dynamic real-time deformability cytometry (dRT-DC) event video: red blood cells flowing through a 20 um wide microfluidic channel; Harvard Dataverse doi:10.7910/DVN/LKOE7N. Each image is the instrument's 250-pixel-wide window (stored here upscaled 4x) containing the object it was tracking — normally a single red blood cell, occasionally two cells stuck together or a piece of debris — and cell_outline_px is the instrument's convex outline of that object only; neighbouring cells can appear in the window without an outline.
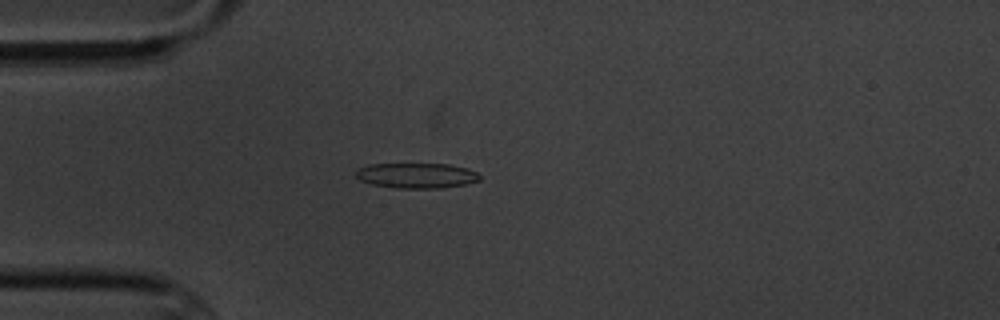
{"species": "common noctule bat (a hibernating species)", "species_latin": "Nyctalus noctula", "temperature_condition": "cold", "stored_images_in_passage": 3, "camera_frame_rate_fps": 3000, "um_per_image_px": 0.085, "animal": {"sex": "male", "body_mass_g": 20.1, "forearm_length_mm": 53.5}, "frame": {"image": 1, "passage_image": 3, "time_ms": 2.333, "image_size_px": [1000, 320], "cell_outline_px": [[480, 180], [464, 184], [440, 188], [396, 188], [372, 184], [360, 180], [356, 176], [356, 172], [360, 168], [368, 164], [448, 164], [468, 168], [476, 172], [480, 176]], "centroid_in_image_um": [35.41, 14.92], "position_along_channel_um": 49.6, "area_um2": 18.09}}